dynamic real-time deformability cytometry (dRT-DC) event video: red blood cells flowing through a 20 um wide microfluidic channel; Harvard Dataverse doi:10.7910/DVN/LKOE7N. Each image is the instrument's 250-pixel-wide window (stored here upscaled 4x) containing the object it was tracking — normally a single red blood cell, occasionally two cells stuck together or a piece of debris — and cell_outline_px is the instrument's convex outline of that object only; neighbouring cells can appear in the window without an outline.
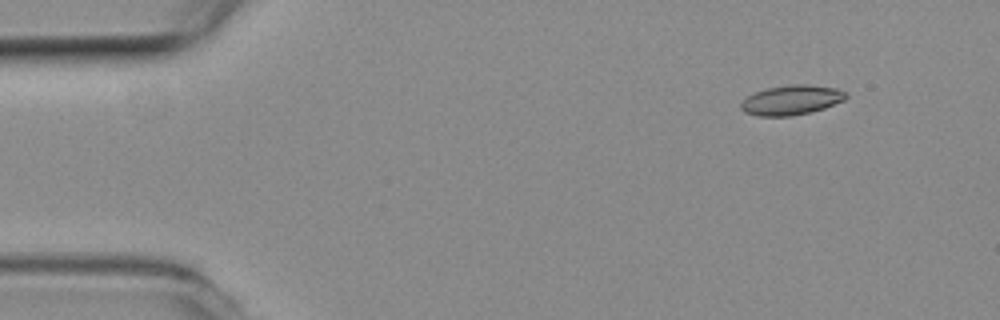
{"species": "common noctule bat (a hibernating species)", "species_latin": "Nyctalus noctula", "temperature_condition": "room temperature", "stored_images_in_passage": 6, "camera_frame_rate_fps": 3000, "um_per_image_px": 0.085, "animal": {"sex": "female", "body_mass_g": 19.3, "forearm_length_mm": 54.1}, "frame": {"image": 1, "passage_image": 2, "time_ms": 0.333, "image_size_px": [1000, 320], "cell_outline_px": [[848, 96], [844, 100], [824, 108], [808, 112], [788, 116], [760, 116], [744, 112], [740, 108], [740, 104], [748, 96], [756, 92], [768, 88], [788, 84], [808, 84], [836, 88], [844, 92]], "centroid_in_image_um": [67.26, 8.49], "position_along_channel_um": 17.7, "area_um2": 17.98}}
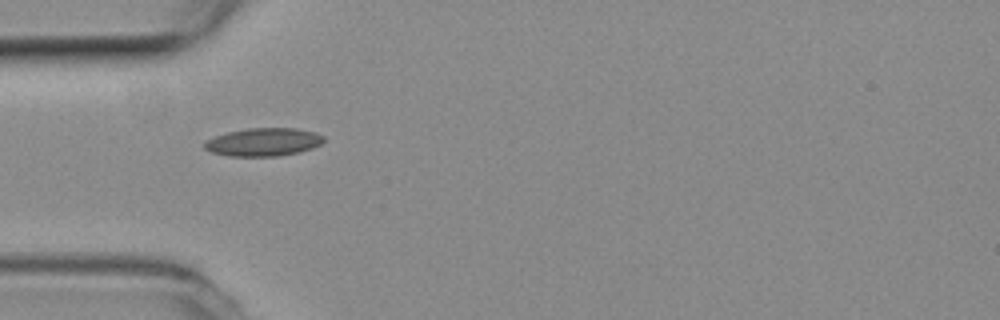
{"frame": {"image": 2, "passage_image": 5, "time_ms": 1.333, "image_size_px": [1000, 320], "cell_outline_px": [[324, 140], [320, 144], [312, 148], [300, 152], [280, 156], [228, 156], [212, 152], [204, 148], [204, 144], [208, 140], [216, 136], [228, 132], [248, 128], [296, 128], [312, 132], [324, 136]], "centroid_in_image_um": [22.41, 12.08], "position_along_channel_um": 62.6, "area_um2": 19.36}}
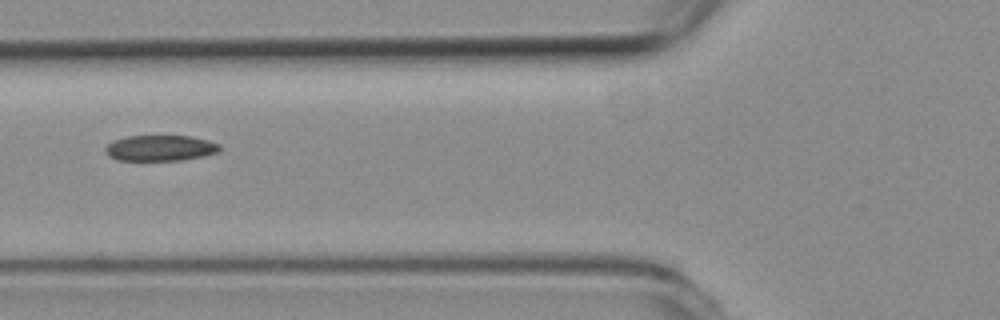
{"frame": {"image": 3, "passage_image": 6, "time_ms": 1.667, "image_size_px": [1000, 320], "cell_outline_px": [[220, 148], [216, 152], [204, 156], [180, 160], [116, 160], [108, 156], [104, 152], [104, 148], [112, 140], [128, 136], [188, 136], [208, 140], [220, 144]], "centroid_in_image_um": [13.57, 12.58], "position_along_channel_um": 112.2, "area_um2": 17.17}}